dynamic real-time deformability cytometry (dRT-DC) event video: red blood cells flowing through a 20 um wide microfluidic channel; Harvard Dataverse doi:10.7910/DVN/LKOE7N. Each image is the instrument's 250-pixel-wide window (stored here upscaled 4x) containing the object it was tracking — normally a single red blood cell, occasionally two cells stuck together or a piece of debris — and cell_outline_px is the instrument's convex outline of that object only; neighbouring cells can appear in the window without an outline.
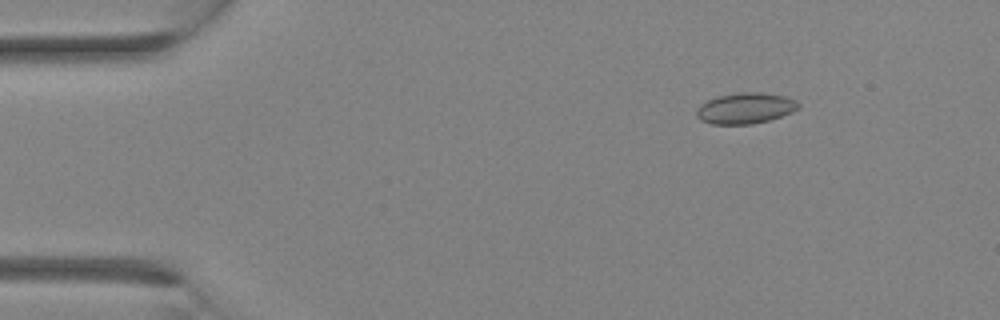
{"species": "Egyptian fruit bat (a non-hibernating species)", "species_latin": "Rousettus aegyptiacus", "temperature_condition": "room temperature", "stored_images_in_passage": 11, "camera_frame_rate_fps": 3000, "um_per_image_px": 0.085, "animal": {"sex": "female"}, "frame": {"image": 1, "passage_image": 4, "time_ms": 1.0, "image_size_px": [1000, 320], "cell_outline_px": [[800, 108], [792, 112], [768, 120], [752, 124], [712, 124], [700, 120], [696, 116], [696, 112], [700, 104], [716, 96], [740, 92], [764, 92], [784, 96], [796, 100], [800, 104]], "centroid_in_image_um": [63.36, 9.19], "position_along_channel_um": 21.6, "area_um2": 18.44}}
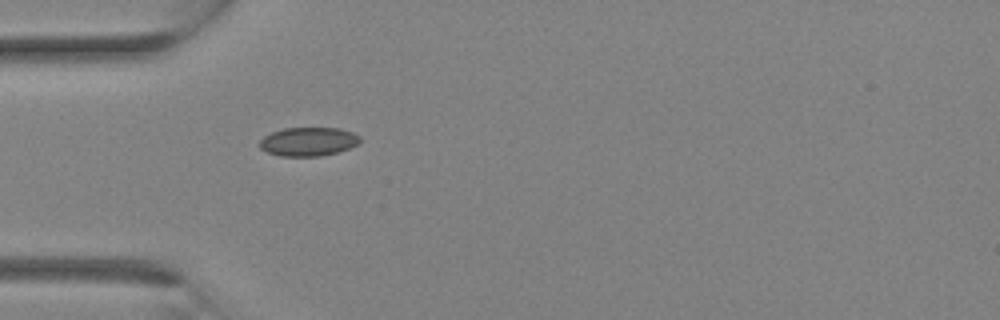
{"frame": {"image": 2, "passage_image": 9, "time_ms": 2.667, "image_size_px": [1000, 320], "cell_outline_px": [[360, 140], [356, 144], [348, 148], [336, 152], [320, 156], [280, 156], [268, 152], [260, 148], [260, 140], [264, 136], [272, 132], [284, 128], [340, 128], [352, 132], [360, 136]], "centroid_in_image_um": [26.19, 12.03], "position_along_channel_um": 58.8, "area_um2": 16.65}}
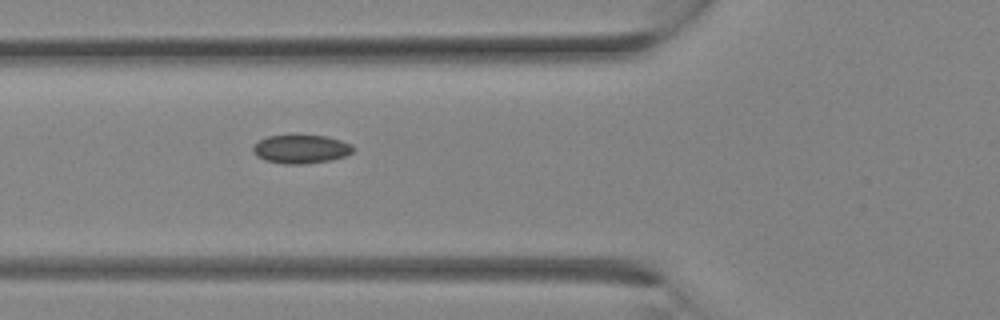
{"frame": {"image": 3, "passage_image": 11, "time_ms": 3.333, "image_size_px": [1000, 320], "cell_outline_px": [[356, 148], [352, 152], [344, 156], [332, 160], [304, 164], [284, 164], [264, 160], [256, 156], [252, 152], [252, 148], [260, 140], [268, 136], [292, 132], [328, 136], [352, 144]], "centroid_in_image_um": [25.58, 12.63], "position_along_channel_um": 100.2, "area_um2": 17.51}}